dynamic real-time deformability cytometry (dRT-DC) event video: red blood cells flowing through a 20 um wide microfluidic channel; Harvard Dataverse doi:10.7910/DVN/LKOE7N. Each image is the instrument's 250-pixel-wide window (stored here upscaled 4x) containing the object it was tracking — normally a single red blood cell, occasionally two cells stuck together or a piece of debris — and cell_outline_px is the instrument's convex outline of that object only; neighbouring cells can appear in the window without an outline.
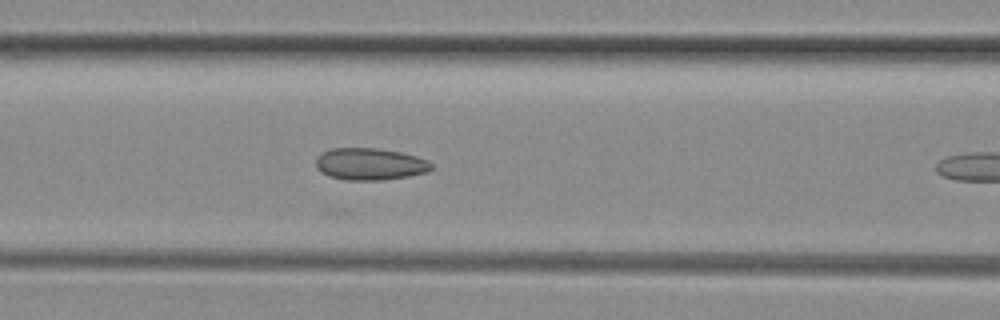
{"species": "common noctule bat (a hibernating species)", "species_latin": "Nyctalus noctula", "temperature_condition": "room temperature", "stored_images_in_passage": 10, "segment_of_instrument_passage": [1, 2], "camera_frame_rate_fps": 3000, "um_per_image_px": 0.085, "animal": {"sex": "female", "body_mass_g": 29.2, "forearm_length_mm": 56.3}, "frame": {"image": 1, "passage_image": 8, "time_ms": 2.333, "image_size_px": [1000, 320], "cell_outline_px": [[432, 168], [428, 172], [408, 176], [380, 180], [344, 180], [328, 176], [320, 172], [316, 168], [316, 156], [320, 152], [332, 148], [376, 148], [400, 152], [416, 156], [428, 160], [432, 164]], "centroid_in_image_um": [31.4, 13.94], "position_along_channel_um": 135.2, "area_um2": 21.73}}